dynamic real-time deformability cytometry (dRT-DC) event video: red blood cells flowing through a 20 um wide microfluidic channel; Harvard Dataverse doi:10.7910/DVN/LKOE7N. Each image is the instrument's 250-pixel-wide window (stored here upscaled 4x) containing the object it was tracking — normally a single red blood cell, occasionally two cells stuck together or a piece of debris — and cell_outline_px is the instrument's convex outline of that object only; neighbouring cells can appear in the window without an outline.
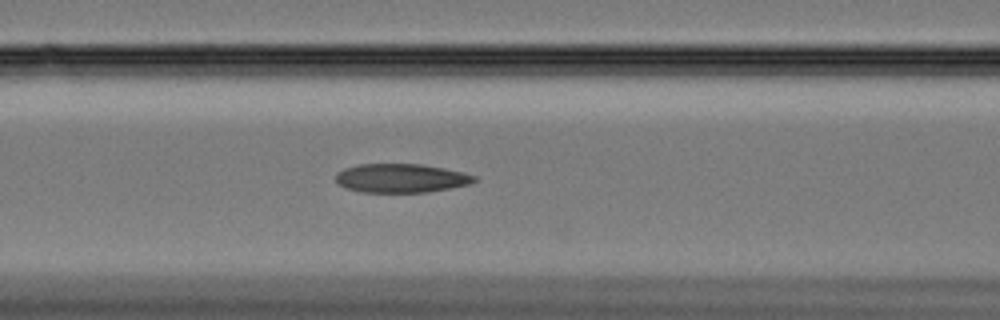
{"species": "Egyptian fruit bat (a non-hibernating species)", "species_latin": "Rousettus aegyptiacus", "temperature_condition": "cold", "stored_images_in_passage": 55, "camera_frame_rate_fps": 3000, "um_per_image_px": 0.085, "animal": {"sex": "female"}, "frame": {"image": 1, "passage_image": 25, "time_ms": 8.0, "image_size_px": [1000, 320], "cell_outline_px": [[480, 180], [468, 184], [428, 192], [360, 192], [344, 188], [336, 180], [336, 172], [344, 168], [356, 164], [420, 164], [444, 168], [464, 172], [476, 176]], "centroid_in_image_um": [34.08, 15.14], "position_along_channel_um": 132.5, "area_um2": 23.41}}
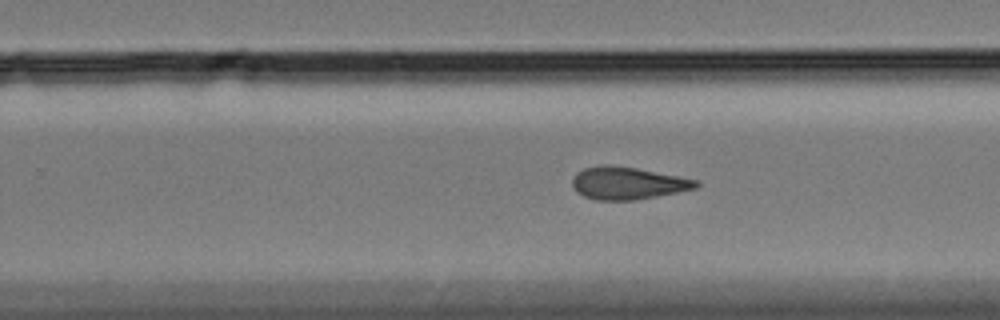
{"frame": {"image": 2, "passage_image": 38, "time_ms": 12.333, "image_size_px": [1000, 320], "cell_outline_px": [[700, 184], [696, 188], [636, 200], [596, 200], [584, 196], [576, 192], [572, 184], [572, 176], [576, 172], [584, 168], [604, 164], [612, 164], [636, 168], [696, 180]], "centroid_in_image_um": [53.28, 15.56], "position_along_channel_um": 276.5, "area_um2": 23.29}}
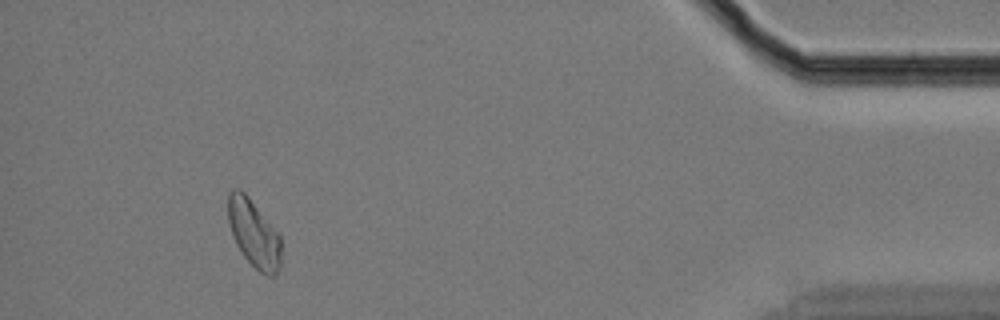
{"frame": {"image": 3, "passage_image": 51, "time_ms": 16.667, "image_size_px": [1000, 320], "cell_outline_px": [[280, 264], [276, 276], [268, 276], [260, 272], [244, 256], [236, 244], [232, 236], [228, 224], [228, 192], [232, 188], [240, 188], [248, 196], [280, 236]], "centroid_in_image_um": [21.54, 19.83], "position_along_channel_um": 413.7, "area_um2": 20.75}, "authors_computed_cell_mechanics": {"area_um2": 23.6402, "velocity_mm_per_s": 3.3306, "shape_relaxation_time_tau1_ms": null, "shape_relaxation_time_tau2_ms": 7.4021, "deformation_change_tau1": null, "deformation_change_tau2": 0.1713}}